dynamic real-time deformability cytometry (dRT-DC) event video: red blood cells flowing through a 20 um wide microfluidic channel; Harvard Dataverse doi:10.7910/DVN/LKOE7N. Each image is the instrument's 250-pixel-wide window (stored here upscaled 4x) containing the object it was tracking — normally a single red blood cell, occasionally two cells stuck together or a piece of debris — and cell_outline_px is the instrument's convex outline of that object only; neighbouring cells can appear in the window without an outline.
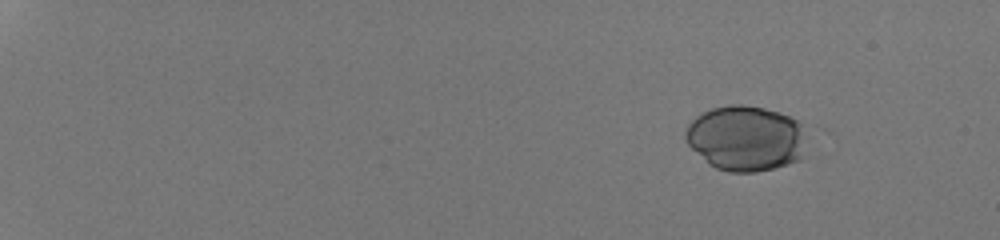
{"species": "human", "species_latin": "Homo sapiens", "temperature_condition": "room temperature", "stored_images_in_passage": 47, "camera_frame_rate_fps": 3000, "um_per_image_px": 0.085, "donor": {"sex": "male"}, "frame": {"image": 1, "passage_image": 1, "time_ms": 0.0, "image_size_px": [1000, 240], "cell_outline_px": [[800, 160], [788, 164], [756, 172], [728, 172], [716, 168], [708, 164], [688, 144], [684, 136], [684, 132], [688, 124], [696, 116], [712, 108], [732, 104], [744, 104], [764, 108], [788, 116], [796, 120], [800, 124]], "centroid_in_image_um": [63.28, 11.75], "position_along_channel_um": 21.7, "area_um2": 45.32}}
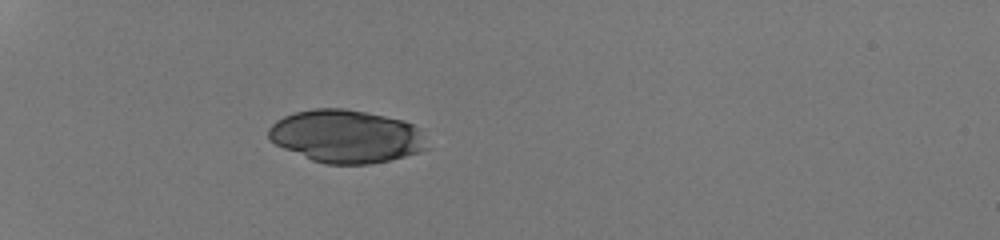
{"frame": {"image": 2, "passage_image": 14, "time_ms": 4.333, "image_size_px": [1000, 240], "cell_outline_px": [[428, 148], [420, 152], [388, 160], [368, 164], [324, 164], [312, 160], [284, 148], [276, 144], [268, 136], [268, 128], [276, 120], [284, 116], [296, 112], [316, 108], [344, 108], [404, 120], [412, 124], [416, 128]], "centroid_in_image_um": [29.39, 11.58], "position_along_channel_um": 55.6, "area_um2": 48.32}}
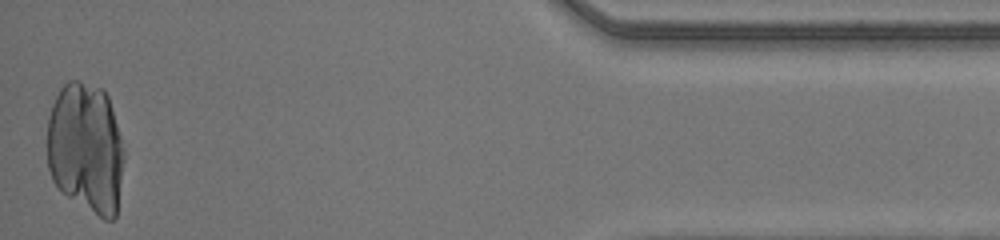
{"frame": {"image": 3, "passage_image": 47, "time_ms": 15.333, "image_size_px": [1000, 240], "cell_outline_px": [[124, 160], [116, 216], [112, 220], [104, 220], [68, 196], [52, 180], [48, 168], [48, 116], [52, 104], [60, 88], [68, 80], [80, 80], [100, 88], [108, 96], [124, 148]], "centroid_in_image_um": [7.3, 12.57], "position_along_channel_um": 427.9, "area_um2": 58.67}}